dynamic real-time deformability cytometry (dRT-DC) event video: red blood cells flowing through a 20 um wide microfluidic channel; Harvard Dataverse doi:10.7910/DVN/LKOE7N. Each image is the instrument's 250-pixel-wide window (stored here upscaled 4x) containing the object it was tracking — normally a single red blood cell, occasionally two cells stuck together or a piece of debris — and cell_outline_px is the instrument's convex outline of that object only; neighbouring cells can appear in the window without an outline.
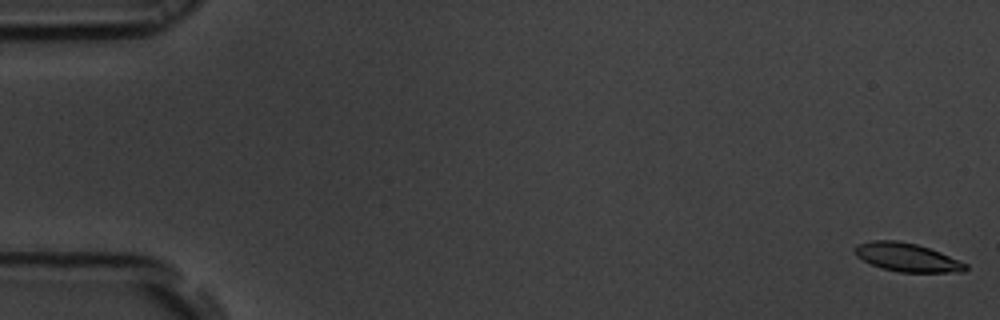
{"species": "common noctule bat (a hibernating species)", "species_latin": "Nyctalus noctula", "temperature_condition": "room temperature", "stored_images_in_passage": 56, "camera_frame_rate_fps": 3000, "um_per_image_px": 0.085, "animal": {"sex": "male", "body_mass_g": 19.5, "forearm_length_mm": 54.6}, "frame": {"image": 1, "passage_image": 1, "time_ms": 0.0, "image_size_px": [1000, 320], "cell_outline_px": [[968, 268], [964, 272], [900, 272], [880, 268], [856, 256], [852, 248], [856, 244], [872, 240], [900, 240], [916, 244], [940, 252], [968, 264]], "centroid_in_image_um": [77.07, 21.87], "position_along_channel_um": 7.9, "area_um2": 18.5}}
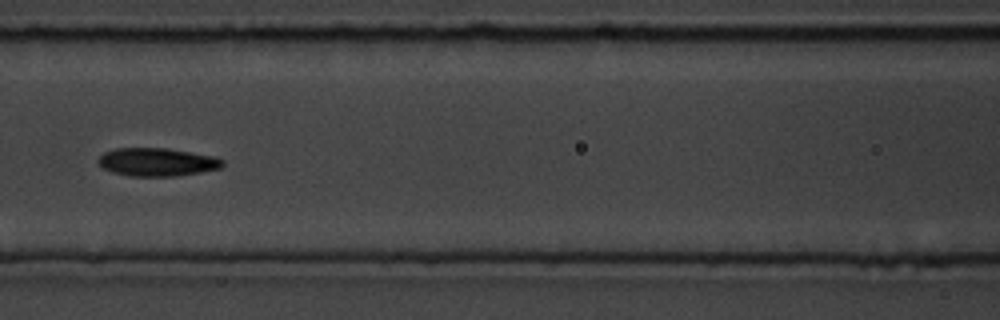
{"frame": {"image": 2, "passage_image": 25, "time_ms": 8.0, "image_size_px": [1000, 320], "cell_outline_px": [[224, 164], [220, 168], [200, 172], [176, 176], [128, 176], [112, 172], [104, 168], [96, 160], [104, 152], [116, 148], [168, 148], [216, 156], [224, 160]], "centroid_in_image_um": [13.37, 13.77], "position_along_channel_um": 153.2, "area_um2": 20.52}}
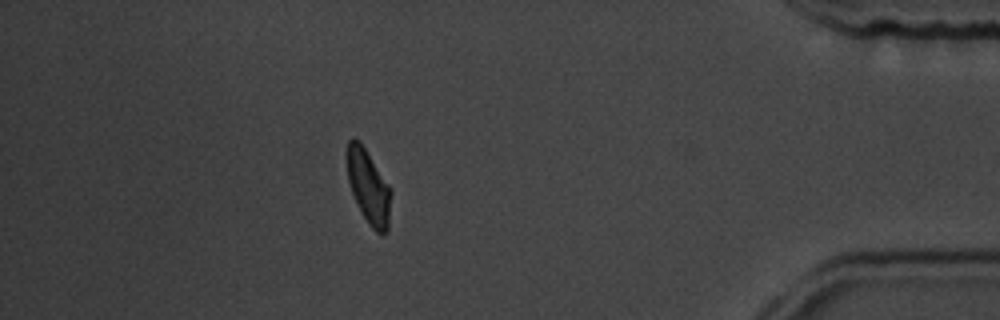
{"frame": {"image": 3, "passage_image": 49, "time_ms": 16.0, "image_size_px": [1000, 320], "cell_outline_px": [[392, 192], [388, 232], [376, 232], [368, 224], [360, 212], [352, 192], [348, 180], [344, 156], [344, 152], [348, 140], [352, 136], [360, 140], [392, 188]], "centroid_in_image_um": [31.3, 15.8], "position_along_channel_um": 403.9, "area_um2": 19.83}, "authors_computed_cell_mechanics": {"area_um2": 19.4786, "velocity_mm_per_s": 3.6973, "shape_relaxation_time_tau1_ms": 3.7954, "shape_relaxation_time_tau2_ms": 3.1693, "deformation_change_tau1": 0.139, "deformation_change_tau2": 0.1005}}